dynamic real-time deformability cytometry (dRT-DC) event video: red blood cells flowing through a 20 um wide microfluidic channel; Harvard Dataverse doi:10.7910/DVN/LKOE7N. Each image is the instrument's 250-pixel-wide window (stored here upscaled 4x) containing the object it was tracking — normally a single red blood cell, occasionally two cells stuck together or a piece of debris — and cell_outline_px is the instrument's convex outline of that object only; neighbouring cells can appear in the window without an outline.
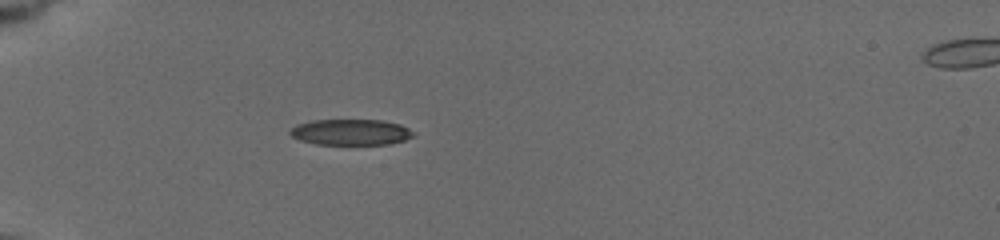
{"species": "common noctule bat (a hibernating species)", "species_latin": "Nyctalus noctula", "temperature_condition": "cold", "stored_images_in_passage": 3, "camera_frame_rate_fps": 3000, "um_per_image_px": 0.085, "animal": {"sex": "female", "body_mass_g": 19.5, "forearm_length_mm": 54.1}, "frame": {"image": 1, "passage_image": 1, "time_ms": 0.0, "image_size_px": [1000, 240], "cell_outline_px": [[412, 136], [404, 140], [388, 144], [316, 144], [300, 140], [292, 136], [288, 132], [296, 124], [312, 120], [380, 120], [400, 124], [408, 128], [412, 132]], "centroid_in_image_um": [29.77, 11.22], "position_along_channel_um": 55.2, "area_um2": 18.44}}